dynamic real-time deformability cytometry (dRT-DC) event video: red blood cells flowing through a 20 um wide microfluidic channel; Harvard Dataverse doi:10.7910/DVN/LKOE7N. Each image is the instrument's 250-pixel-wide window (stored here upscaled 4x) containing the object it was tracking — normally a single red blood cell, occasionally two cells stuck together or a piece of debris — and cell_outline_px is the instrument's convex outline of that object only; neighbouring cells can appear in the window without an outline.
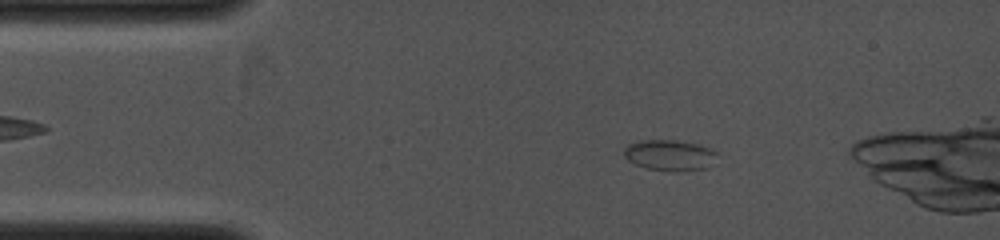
{"species": "common noctule bat (a hibernating species)", "species_latin": "Nyctalus noctula", "temperature_condition": "cold", "stored_images_in_passage": 9, "camera_frame_rate_fps": 4000, "um_per_image_px": 0.085, "animal": {"sex": "female", "body_mass_g": 19.0, "forearm_length_mm": 53.3}, "frame": {"image": 1, "passage_image": 4, "time_ms": 1.5, "image_size_px": [1000, 240], "cell_outline_px": [[720, 152], [708, 168], [672, 172], [644, 168], [628, 160], [624, 156], [624, 148], [628, 144], [640, 140], [676, 140], [700, 144]], "centroid_in_image_um": [56.95, 13.19], "position_along_channel_um": 28.1, "area_um2": 17.05}}
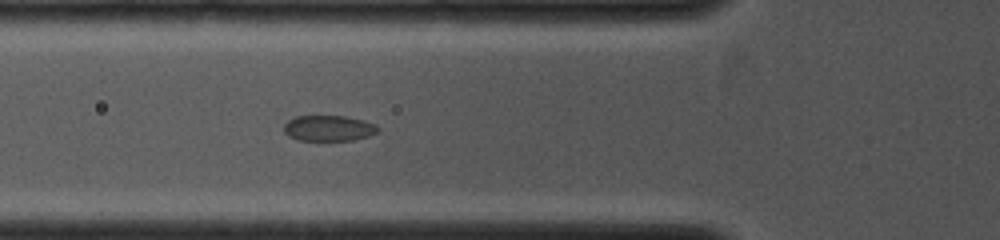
{"frame": {"image": 2, "passage_image": 9, "time_ms": 3.75, "image_size_px": [1000, 240], "cell_outline_px": [[380, 132], [356, 140], [296, 140], [288, 136], [284, 132], [284, 124], [288, 120], [296, 116], [344, 116], [376, 124], [380, 128]], "centroid_in_image_um": [27.94, 10.9], "position_along_channel_um": 97.9, "area_um2": 14.16}}